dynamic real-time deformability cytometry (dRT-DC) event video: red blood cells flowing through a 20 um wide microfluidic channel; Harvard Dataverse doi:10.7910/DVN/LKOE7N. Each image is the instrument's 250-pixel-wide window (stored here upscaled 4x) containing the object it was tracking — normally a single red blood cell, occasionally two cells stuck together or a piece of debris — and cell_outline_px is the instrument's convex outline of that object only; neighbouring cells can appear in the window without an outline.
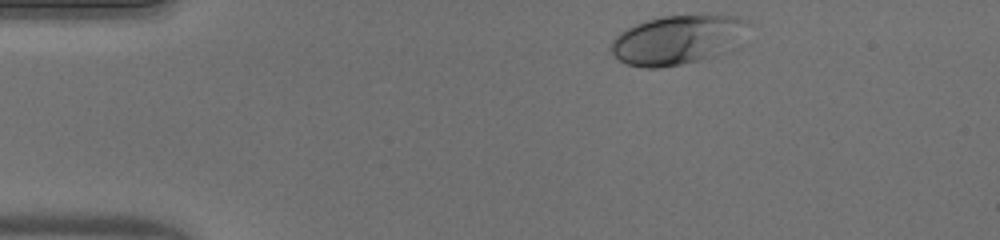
{"species": "human", "species_latin": "Homo sapiens", "temperature_condition": "warm", "stored_images_in_passage": 34, "camera_frame_rate_fps": 3000, "um_per_image_px": 0.085, "donor": {"sex": "male"}, "frame": {"image": 1, "passage_image": 1, "time_ms": 0.0, "image_size_px": [1000, 240], "cell_outline_px": [[752, 24], [712, 56], [680, 64], [660, 68], [644, 68], [628, 64], [620, 60], [612, 52], [612, 40], [620, 32], [636, 24], [648, 20], [664, 16], [700, 12], [720, 12], [736, 16], [748, 20]], "centroid_in_image_um": [57.53, 3.3], "position_along_channel_um": 27.5, "area_um2": 38.78}}
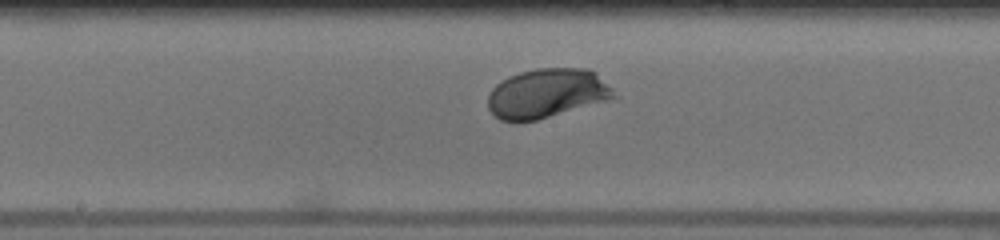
{"frame": {"image": 2, "passage_image": 19, "time_ms": 6.0, "image_size_px": [1000, 240], "cell_outline_px": [[620, 96], [536, 120], [516, 124], [500, 120], [488, 108], [488, 96], [492, 88], [496, 84], [508, 76], [520, 72], [536, 68], [588, 68], [612, 88]], "centroid_in_image_um": [46.44, 7.95], "position_along_channel_um": 201.8, "area_um2": 36.18}}
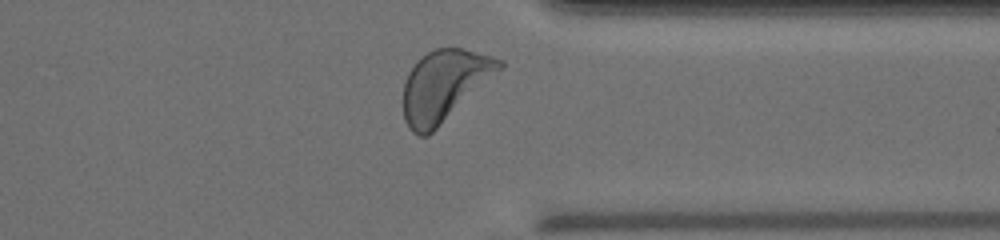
{"frame": {"image": 3, "passage_image": 32, "time_ms": 10.333, "image_size_px": [1000, 240], "cell_outline_px": [[504, 68], [428, 136], [420, 136], [412, 132], [408, 128], [404, 120], [404, 80], [408, 72], [428, 52], [436, 48], [464, 48], [492, 56], [504, 60]], "centroid_in_image_um": [37.79, 7.27], "position_along_channel_um": 373.6, "area_um2": 39.65}, "authors_computed_cell_mechanics": {"area_um2": 35.7493, "velocity_mm_per_s": 4.0315, "shape_relaxation_time_tau1_ms": 1.048, "shape_relaxation_time_tau2_ms": null, "deformation_change_tau1": 0.1369, "deformation_change_tau2": null}}